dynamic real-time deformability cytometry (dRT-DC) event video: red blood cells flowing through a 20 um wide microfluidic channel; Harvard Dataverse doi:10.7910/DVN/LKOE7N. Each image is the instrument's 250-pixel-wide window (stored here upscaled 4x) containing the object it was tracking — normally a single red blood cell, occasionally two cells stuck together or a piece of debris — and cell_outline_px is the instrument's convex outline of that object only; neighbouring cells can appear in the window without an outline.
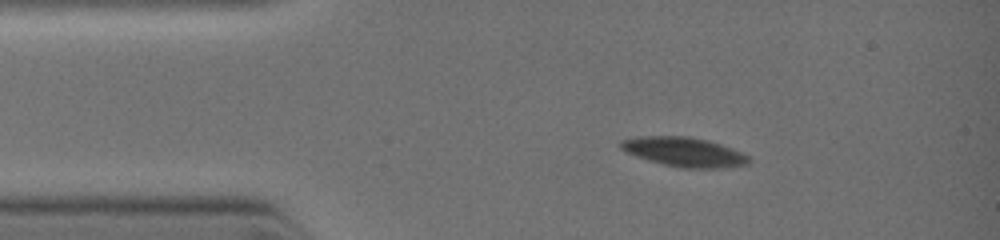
{"species": "common noctule bat (a hibernating species)", "species_latin": "Nyctalus noctula", "temperature_condition": "warm", "stored_images_in_passage": 2, "camera_frame_rate_fps": 3000, "um_per_image_px": 0.085, "animal": {"sex": "female", "body_mass_g": 19.0, "forearm_length_mm": 51.5}, "frame": {"image": 1, "passage_image": 1, "time_ms": 0.0, "image_size_px": [1000, 240], "cell_outline_px": [[748, 164], [720, 168], [688, 168], [664, 164], [636, 156], [620, 148], [620, 144], [624, 140], [640, 136], [688, 136], [708, 140], [732, 148], [748, 156]], "centroid_in_image_um": [58.17, 12.9], "position_along_channel_um": 26.8, "area_um2": 21.44}}